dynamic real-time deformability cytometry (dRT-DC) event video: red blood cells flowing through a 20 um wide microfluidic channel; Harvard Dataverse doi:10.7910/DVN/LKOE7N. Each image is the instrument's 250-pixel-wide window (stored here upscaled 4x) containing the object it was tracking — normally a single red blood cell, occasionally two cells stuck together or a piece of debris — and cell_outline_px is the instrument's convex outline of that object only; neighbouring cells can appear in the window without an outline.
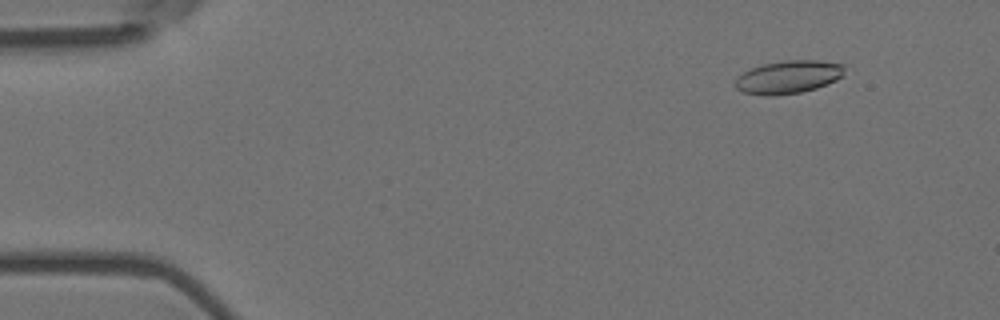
{"species": "Egyptian fruit bat (a non-hibernating species)", "species_latin": "Rousettus aegyptiacus", "temperature_condition": "room temperature", "stored_images_in_passage": 55, "camera_frame_rate_fps": 3000, "um_per_image_px": 0.085, "animal": {"sex": "female"}, "frame": {"image": 1, "passage_image": 4, "time_ms": 1.0, "image_size_px": [1000, 320], "cell_outline_px": [[844, 76], [828, 84], [816, 88], [800, 92], [772, 96], [764, 96], [744, 92], [736, 88], [736, 80], [744, 72], [752, 68], [764, 64], [788, 60], [816, 60], [844, 64]], "centroid_in_image_um": [67.06, 6.55], "position_along_channel_um": 17.9, "area_um2": 20.87}}
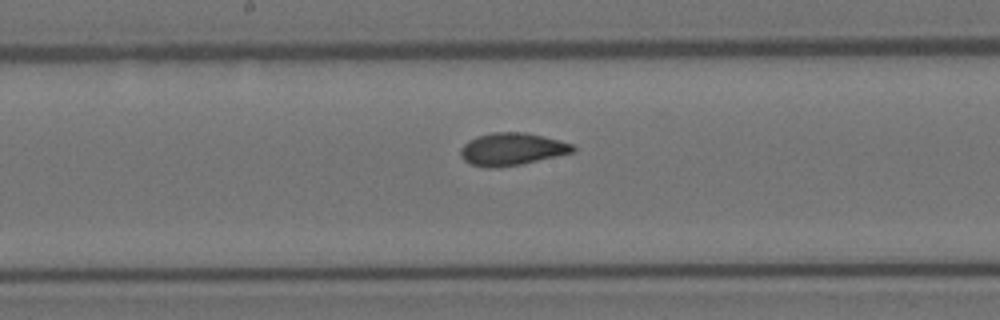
{"frame": {"image": 2, "passage_image": 28, "time_ms": 9.0, "image_size_px": [1000, 320], "cell_outline_px": [[576, 152], [520, 164], [492, 168], [488, 168], [472, 164], [464, 160], [460, 156], [460, 148], [468, 140], [476, 136], [492, 132], [524, 132], [544, 136], [560, 140], [572, 144], [576, 148]], "centroid_in_image_um": [43.51, 12.66], "position_along_channel_um": 204.7, "area_um2": 21.33}}
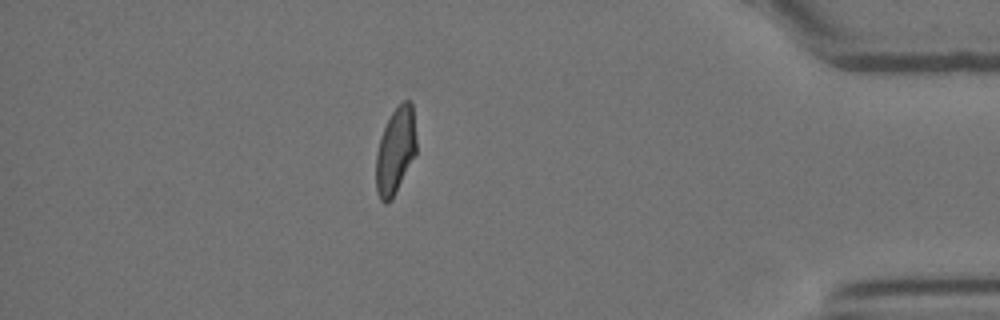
{"frame": {"image": 3, "passage_image": 48, "time_ms": 15.667, "image_size_px": [1000, 320], "cell_outline_px": [[416, 156], [392, 200], [388, 204], [384, 204], [380, 200], [376, 192], [376, 152], [384, 128], [392, 112], [404, 100], [408, 100], [412, 104], [416, 140]], "centroid_in_image_um": [33.62, 12.9], "position_along_channel_um": 401.6, "area_um2": 20.52}, "authors_computed_cell_mechanics": {"area_um2": 20.9236, "velocity_mm_per_s": 3.5611, "shape_relaxation_time_tau1_ms": 9.3576, "shape_relaxation_time_tau2_ms": 1.5885, "deformation_change_tau1": 0.201, "deformation_change_tau2": 0.0775}}